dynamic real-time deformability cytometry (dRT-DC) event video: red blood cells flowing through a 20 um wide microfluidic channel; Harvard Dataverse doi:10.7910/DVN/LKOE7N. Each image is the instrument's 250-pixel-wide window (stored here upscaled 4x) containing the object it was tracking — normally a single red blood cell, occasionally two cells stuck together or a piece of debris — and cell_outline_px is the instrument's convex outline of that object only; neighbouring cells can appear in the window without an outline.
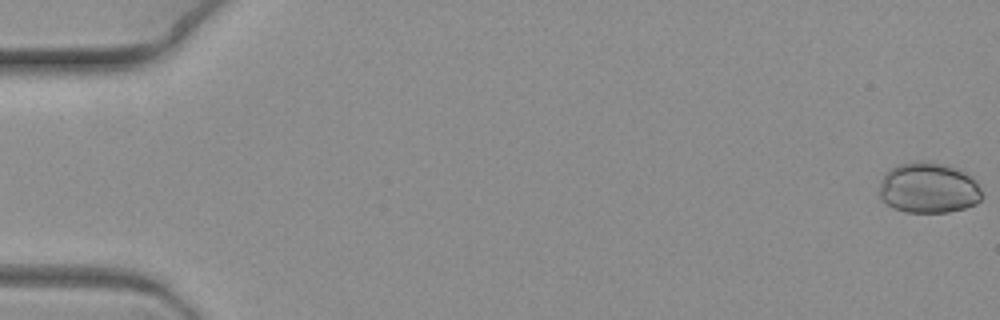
{"species": "common noctule bat (a hibernating species)", "species_latin": "Nyctalus noctula", "temperature_condition": "warm", "stored_images_in_passage": 11, "camera_frame_rate_fps": 3000, "um_per_image_px": 0.085, "animal": {"sex": "female", "body_mass_g": 19.3, "forearm_length_mm": 54.1}, "frame": {"image": 1, "passage_image": 1, "time_ms": 0.0, "image_size_px": [1000, 320], "cell_outline_px": [[980, 200], [976, 204], [964, 208], [948, 212], [904, 212], [892, 208], [880, 200], [880, 184], [884, 176], [892, 168], [900, 164], [940, 164], [956, 168], [972, 176], [976, 180], [980, 188]], "centroid_in_image_um": [78.93, 16.03], "position_along_channel_um": 6.1, "area_um2": 29.59}}
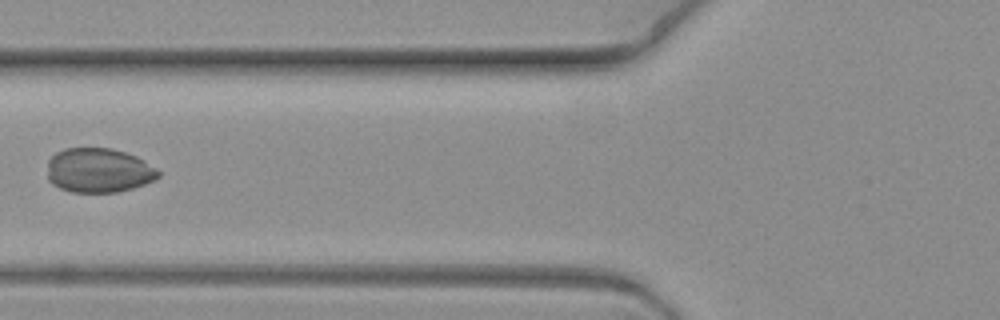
{"frame": {"image": 2, "passage_image": 8, "time_ms": 2.333, "image_size_px": [1000, 320], "cell_outline_px": [[160, 176], [144, 184], [132, 188], [116, 192], [72, 192], [60, 188], [52, 184], [48, 180], [48, 160], [56, 152], [64, 148], [112, 148], [136, 156], [144, 160], [156, 168], [160, 172]], "centroid_in_image_um": [8.37, 14.47], "position_along_channel_um": 117.4, "area_um2": 28.78}}
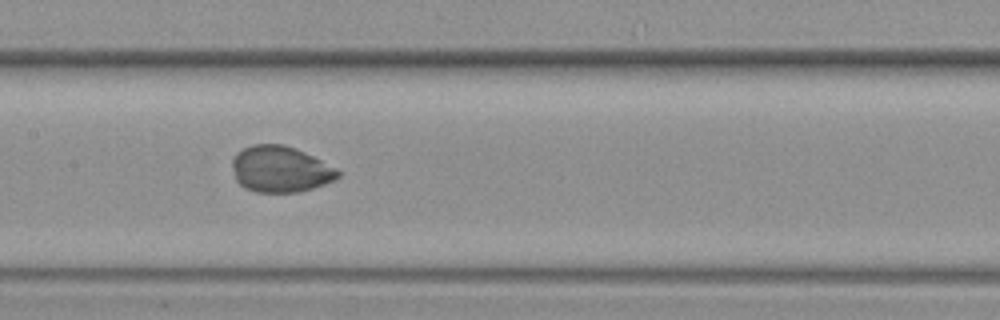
{"frame": {"image": 3, "passage_image": 10, "time_ms": 3.0, "image_size_px": [1000, 320], "cell_outline_px": [[340, 176], [336, 180], [300, 192], [256, 192], [244, 188], [236, 180], [232, 168], [232, 160], [236, 152], [252, 144], [284, 144], [304, 152], [336, 168], [340, 172]], "centroid_in_image_um": [23.81, 14.38], "position_along_channel_um": 183.6, "area_um2": 28.5}}